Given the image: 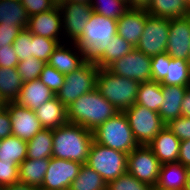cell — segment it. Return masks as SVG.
Wrapping results in <instances>:
<instances>
[{
  "mask_svg": "<svg viewBox=\"0 0 190 190\" xmlns=\"http://www.w3.org/2000/svg\"><path fill=\"white\" fill-rule=\"evenodd\" d=\"M4 190H40V189L18 182L16 184L5 186Z\"/></svg>",
  "mask_w": 190,
  "mask_h": 190,
  "instance_id": "obj_50",
  "label": "cell"
},
{
  "mask_svg": "<svg viewBox=\"0 0 190 190\" xmlns=\"http://www.w3.org/2000/svg\"><path fill=\"white\" fill-rule=\"evenodd\" d=\"M53 133L52 129L43 128L27 141V156L29 159H49L52 157Z\"/></svg>",
  "mask_w": 190,
  "mask_h": 190,
  "instance_id": "obj_28",
  "label": "cell"
},
{
  "mask_svg": "<svg viewBox=\"0 0 190 190\" xmlns=\"http://www.w3.org/2000/svg\"><path fill=\"white\" fill-rule=\"evenodd\" d=\"M72 45L74 48H67L66 43L58 44L49 58L48 64L64 75L80 68L86 62L79 47L74 42Z\"/></svg>",
  "mask_w": 190,
  "mask_h": 190,
  "instance_id": "obj_19",
  "label": "cell"
},
{
  "mask_svg": "<svg viewBox=\"0 0 190 190\" xmlns=\"http://www.w3.org/2000/svg\"><path fill=\"white\" fill-rule=\"evenodd\" d=\"M12 123L8 109H0V140L12 135Z\"/></svg>",
  "mask_w": 190,
  "mask_h": 190,
  "instance_id": "obj_46",
  "label": "cell"
},
{
  "mask_svg": "<svg viewBox=\"0 0 190 190\" xmlns=\"http://www.w3.org/2000/svg\"><path fill=\"white\" fill-rule=\"evenodd\" d=\"M184 190H190V167L187 168V178Z\"/></svg>",
  "mask_w": 190,
  "mask_h": 190,
  "instance_id": "obj_52",
  "label": "cell"
},
{
  "mask_svg": "<svg viewBox=\"0 0 190 190\" xmlns=\"http://www.w3.org/2000/svg\"><path fill=\"white\" fill-rule=\"evenodd\" d=\"M62 14L63 34L74 42L85 28L93 13L90 3H58Z\"/></svg>",
  "mask_w": 190,
  "mask_h": 190,
  "instance_id": "obj_13",
  "label": "cell"
},
{
  "mask_svg": "<svg viewBox=\"0 0 190 190\" xmlns=\"http://www.w3.org/2000/svg\"><path fill=\"white\" fill-rule=\"evenodd\" d=\"M151 188L152 186L139 181L128 172L107 183V190H151Z\"/></svg>",
  "mask_w": 190,
  "mask_h": 190,
  "instance_id": "obj_37",
  "label": "cell"
},
{
  "mask_svg": "<svg viewBox=\"0 0 190 190\" xmlns=\"http://www.w3.org/2000/svg\"><path fill=\"white\" fill-rule=\"evenodd\" d=\"M26 156L27 141L13 135L0 140V160L14 161L19 166Z\"/></svg>",
  "mask_w": 190,
  "mask_h": 190,
  "instance_id": "obj_32",
  "label": "cell"
},
{
  "mask_svg": "<svg viewBox=\"0 0 190 190\" xmlns=\"http://www.w3.org/2000/svg\"><path fill=\"white\" fill-rule=\"evenodd\" d=\"M161 85L190 87L189 61L171 58L170 63H166L165 79L161 82Z\"/></svg>",
  "mask_w": 190,
  "mask_h": 190,
  "instance_id": "obj_27",
  "label": "cell"
},
{
  "mask_svg": "<svg viewBox=\"0 0 190 190\" xmlns=\"http://www.w3.org/2000/svg\"><path fill=\"white\" fill-rule=\"evenodd\" d=\"M19 59L14 51L13 45L10 48L0 50V67L16 68Z\"/></svg>",
  "mask_w": 190,
  "mask_h": 190,
  "instance_id": "obj_45",
  "label": "cell"
},
{
  "mask_svg": "<svg viewBox=\"0 0 190 190\" xmlns=\"http://www.w3.org/2000/svg\"><path fill=\"white\" fill-rule=\"evenodd\" d=\"M128 154L92 142L86 164L108 183L127 172Z\"/></svg>",
  "mask_w": 190,
  "mask_h": 190,
  "instance_id": "obj_6",
  "label": "cell"
},
{
  "mask_svg": "<svg viewBox=\"0 0 190 190\" xmlns=\"http://www.w3.org/2000/svg\"><path fill=\"white\" fill-rule=\"evenodd\" d=\"M52 157L85 164L88 160L93 132L83 126L67 123L52 129Z\"/></svg>",
  "mask_w": 190,
  "mask_h": 190,
  "instance_id": "obj_2",
  "label": "cell"
},
{
  "mask_svg": "<svg viewBox=\"0 0 190 190\" xmlns=\"http://www.w3.org/2000/svg\"><path fill=\"white\" fill-rule=\"evenodd\" d=\"M23 83L17 68L0 67V98L4 103L15 102Z\"/></svg>",
  "mask_w": 190,
  "mask_h": 190,
  "instance_id": "obj_26",
  "label": "cell"
},
{
  "mask_svg": "<svg viewBox=\"0 0 190 190\" xmlns=\"http://www.w3.org/2000/svg\"><path fill=\"white\" fill-rule=\"evenodd\" d=\"M35 114L45 129H56L68 123L67 108L56 96L36 109Z\"/></svg>",
  "mask_w": 190,
  "mask_h": 190,
  "instance_id": "obj_22",
  "label": "cell"
},
{
  "mask_svg": "<svg viewBox=\"0 0 190 190\" xmlns=\"http://www.w3.org/2000/svg\"><path fill=\"white\" fill-rule=\"evenodd\" d=\"M19 182V166L14 161L0 160V185L8 186Z\"/></svg>",
  "mask_w": 190,
  "mask_h": 190,
  "instance_id": "obj_40",
  "label": "cell"
},
{
  "mask_svg": "<svg viewBox=\"0 0 190 190\" xmlns=\"http://www.w3.org/2000/svg\"><path fill=\"white\" fill-rule=\"evenodd\" d=\"M68 2H74V3H90L91 0H57V3H68Z\"/></svg>",
  "mask_w": 190,
  "mask_h": 190,
  "instance_id": "obj_51",
  "label": "cell"
},
{
  "mask_svg": "<svg viewBox=\"0 0 190 190\" xmlns=\"http://www.w3.org/2000/svg\"><path fill=\"white\" fill-rule=\"evenodd\" d=\"M190 46V15L183 18L170 19L169 38L166 53L171 58L188 59Z\"/></svg>",
  "mask_w": 190,
  "mask_h": 190,
  "instance_id": "obj_16",
  "label": "cell"
},
{
  "mask_svg": "<svg viewBox=\"0 0 190 190\" xmlns=\"http://www.w3.org/2000/svg\"><path fill=\"white\" fill-rule=\"evenodd\" d=\"M62 14L59 5L54 9L29 17L27 30L37 36L56 40L59 44L63 32Z\"/></svg>",
  "mask_w": 190,
  "mask_h": 190,
  "instance_id": "obj_15",
  "label": "cell"
},
{
  "mask_svg": "<svg viewBox=\"0 0 190 190\" xmlns=\"http://www.w3.org/2000/svg\"><path fill=\"white\" fill-rule=\"evenodd\" d=\"M90 5L93 12L115 20L129 9L124 0H91Z\"/></svg>",
  "mask_w": 190,
  "mask_h": 190,
  "instance_id": "obj_34",
  "label": "cell"
},
{
  "mask_svg": "<svg viewBox=\"0 0 190 190\" xmlns=\"http://www.w3.org/2000/svg\"><path fill=\"white\" fill-rule=\"evenodd\" d=\"M145 11L151 16L166 19L190 15V7L183 0H151V4Z\"/></svg>",
  "mask_w": 190,
  "mask_h": 190,
  "instance_id": "obj_25",
  "label": "cell"
},
{
  "mask_svg": "<svg viewBox=\"0 0 190 190\" xmlns=\"http://www.w3.org/2000/svg\"><path fill=\"white\" fill-rule=\"evenodd\" d=\"M21 4L29 17L50 11L58 5L57 0H21Z\"/></svg>",
  "mask_w": 190,
  "mask_h": 190,
  "instance_id": "obj_42",
  "label": "cell"
},
{
  "mask_svg": "<svg viewBox=\"0 0 190 190\" xmlns=\"http://www.w3.org/2000/svg\"><path fill=\"white\" fill-rule=\"evenodd\" d=\"M188 88L187 86L161 85L164 100L159 109V115L165 124L182 116L181 103Z\"/></svg>",
  "mask_w": 190,
  "mask_h": 190,
  "instance_id": "obj_21",
  "label": "cell"
},
{
  "mask_svg": "<svg viewBox=\"0 0 190 190\" xmlns=\"http://www.w3.org/2000/svg\"><path fill=\"white\" fill-rule=\"evenodd\" d=\"M46 63L35 57H29L19 61L17 65L18 74L21 76L24 83L39 79V75Z\"/></svg>",
  "mask_w": 190,
  "mask_h": 190,
  "instance_id": "obj_35",
  "label": "cell"
},
{
  "mask_svg": "<svg viewBox=\"0 0 190 190\" xmlns=\"http://www.w3.org/2000/svg\"><path fill=\"white\" fill-rule=\"evenodd\" d=\"M151 190H166V189H162L158 186H152Z\"/></svg>",
  "mask_w": 190,
  "mask_h": 190,
  "instance_id": "obj_53",
  "label": "cell"
},
{
  "mask_svg": "<svg viewBox=\"0 0 190 190\" xmlns=\"http://www.w3.org/2000/svg\"><path fill=\"white\" fill-rule=\"evenodd\" d=\"M163 100L164 98L161 91V82L151 80L148 82H141L139 84L136 104L159 113Z\"/></svg>",
  "mask_w": 190,
  "mask_h": 190,
  "instance_id": "obj_29",
  "label": "cell"
},
{
  "mask_svg": "<svg viewBox=\"0 0 190 190\" xmlns=\"http://www.w3.org/2000/svg\"><path fill=\"white\" fill-rule=\"evenodd\" d=\"M22 30L19 25L0 24V50L10 48Z\"/></svg>",
  "mask_w": 190,
  "mask_h": 190,
  "instance_id": "obj_44",
  "label": "cell"
},
{
  "mask_svg": "<svg viewBox=\"0 0 190 190\" xmlns=\"http://www.w3.org/2000/svg\"><path fill=\"white\" fill-rule=\"evenodd\" d=\"M19 61L32 57V33L23 29L12 44Z\"/></svg>",
  "mask_w": 190,
  "mask_h": 190,
  "instance_id": "obj_39",
  "label": "cell"
},
{
  "mask_svg": "<svg viewBox=\"0 0 190 190\" xmlns=\"http://www.w3.org/2000/svg\"><path fill=\"white\" fill-rule=\"evenodd\" d=\"M5 106V103L2 101V99L0 98V109H2Z\"/></svg>",
  "mask_w": 190,
  "mask_h": 190,
  "instance_id": "obj_54",
  "label": "cell"
},
{
  "mask_svg": "<svg viewBox=\"0 0 190 190\" xmlns=\"http://www.w3.org/2000/svg\"><path fill=\"white\" fill-rule=\"evenodd\" d=\"M58 44L56 40L32 34V56L48 63L50 55Z\"/></svg>",
  "mask_w": 190,
  "mask_h": 190,
  "instance_id": "obj_36",
  "label": "cell"
},
{
  "mask_svg": "<svg viewBox=\"0 0 190 190\" xmlns=\"http://www.w3.org/2000/svg\"><path fill=\"white\" fill-rule=\"evenodd\" d=\"M135 47L124 38L115 35L105 48L104 54L95 62L99 68H108L113 62L131 52Z\"/></svg>",
  "mask_w": 190,
  "mask_h": 190,
  "instance_id": "obj_33",
  "label": "cell"
},
{
  "mask_svg": "<svg viewBox=\"0 0 190 190\" xmlns=\"http://www.w3.org/2000/svg\"><path fill=\"white\" fill-rule=\"evenodd\" d=\"M139 82L113 74L107 68H99L96 89L113 104L119 112L136 103Z\"/></svg>",
  "mask_w": 190,
  "mask_h": 190,
  "instance_id": "obj_4",
  "label": "cell"
},
{
  "mask_svg": "<svg viewBox=\"0 0 190 190\" xmlns=\"http://www.w3.org/2000/svg\"><path fill=\"white\" fill-rule=\"evenodd\" d=\"M148 13L143 9H128L117 20V35L136 47L146 24Z\"/></svg>",
  "mask_w": 190,
  "mask_h": 190,
  "instance_id": "obj_17",
  "label": "cell"
},
{
  "mask_svg": "<svg viewBox=\"0 0 190 190\" xmlns=\"http://www.w3.org/2000/svg\"><path fill=\"white\" fill-rule=\"evenodd\" d=\"M178 163L184 167H190V139L180 142Z\"/></svg>",
  "mask_w": 190,
  "mask_h": 190,
  "instance_id": "obj_47",
  "label": "cell"
},
{
  "mask_svg": "<svg viewBox=\"0 0 190 190\" xmlns=\"http://www.w3.org/2000/svg\"><path fill=\"white\" fill-rule=\"evenodd\" d=\"M49 159H29L26 158L19 165V182L41 188L44 176L48 169Z\"/></svg>",
  "mask_w": 190,
  "mask_h": 190,
  "instance_id": "obj_23",
  "label": "cell"
},
{
  "mask_svg": "<svg viewBox=\"0 0 190 190\" xmlns=\"http://www.w3.org/2000/svg\"><path fill=\"white\" fill-rule=\"evenodd\" d=\"M99 67L86 61L80 68L65 75L64 85L55 94L60 102L67 108L83 94L96 88V79Z\"/></svg>",
  "mask_w": 190,
  "mask_h": 190,
  "instance_id": "obj_7",
  "label": "cell"
},
{
  "mask_svg": "<svg viewBox=\"0 0 190 190\" xmlns=\"http://www.w3.org/2000/svg\"><path fill=\"white\" fill-rule=\"evenodd\" d=\"M69 190H107V183L93 168L82 164Z\"/></svg>",
  "mask_w": 190,
  "mask_h": 190,
  "instance_id": "obj_31",
  "label": "cell"
},
{
  "mask_svg": "<svg viewBox=\"0 0 190 190\" xmlns=\"http://www.w3.org/2000/svg\"><path fill=\"white\" fill-rule=\"evenodd\" d=\"M186 178L187 167L181 163L162 164L156 186L166 190H184Z\"/></svg>",
  "mask_w": 190,
  "mask_h": 190,
  "instance_id": "obj_24",
  "label": "cell"
},
{
  "mask_svg": "<svg viewBox=\"0 0 190 190\" xmlns=\"http://www.w3.org/2000/svg\"><path fill=\"white\" fill-rule=\"evenodd\" d=\"M119 111L95 88L80 96L67 107L68 122L94 131Z\"/></svg>",
  "mask_w": 190,
  "mask_h": 190,
  "instance_id": "obj_1",
  "label": "cell"
},
{
  "mask_svg": "<svg viewBox=\"0 0 190 190\" xmlns=\"http://www.w3.org/2000/svg\"><path fill=\"white\" fill-rule=\"evenodd\" d=\"M123 112L138 145L148 146L166 126L159 113L136 103Z\"/></svg>",
  "mask_w": 190,
  "mask_h": 190,
  "instance_id": "obj_8",
  "label": "cell"
},
{
  "mask_svg": "<svg viewBox=\"0 0 190 190\" xmlns=\"http://www.w3.org/2000/svg\"><path fill=\"white\" fill-rule=\"evenodd\" d=\"M5 186L0 185V190H4Z\"/></svg>",
  "mask_w": 190,
  "mask_h": 190,
  "instance_id": "obj_57",
  "label": "cell"
},
{
  "mask_svg": "<svg viewBox=\"0 0 190 190\" xmlns=\"http://www.w3.org/2000/svg\"><path fill=\"white\" fill-rule=\"evenodd\" d=\"M166 127L171 130L174 135L180 140L185 141L190 139V118L181 116L170 120Z\"/></svg>",
  "mask_w": 190,
  "mask_h": 190,
  "instance_id": "obj_41",
  "label": "cell"
},
{
  "mask_svg": "<svg viewBox=\"0 0 190 190\" xmlns=\"http://www.w3.org/2000/svg\"><path fill=\"white\" fill-rule=\"evenodd\" d=\"M170 59L171 57L166 52L152 56V81L162 82L165 79L166 63H170Z\"/></svg>",
  "mask_w": 190,
  "mask_h": 190,
  "instance_id": "obj_43",
  "label": "cell"
},
{
  "mask_svg": "<svg viewBox=\"0 0 190 190\" xmlns=\"http://www.w3.org/2000/svg\"><path fill=\"white\" fill-rule=\"evenodd\" d=\"M190 7V0H183Z\"/></svg>",
  "mask_w": 190,
  "mask_h": 190,
  "instance_id": "obj_55",
  "label": "cell"
},
{
  "mask_svg": "<svg viewBox=\"0 0 190 190\" xmlns=\"http://www.w3.org/2000/svg\"><path fill=\"white\" fill-rule=\"evenodd\" d=\"M39 79L46 87L56 94L64 85L65 75L46 63L39 75Z\"/></svg>",
  "mask_w": 190,
  "mask_h": 190,
  "instance_id": "obj_38",
  "label": "cell"
},
{
  "mask_svg": "<svg viewBox=\"0 0 190 190\" xmlns=\"http://www.w3.org/2000/svg\"><path fill=\"white\" fill-rule=\"evenodd\" d=\"M117 34V20L95 12L90 16L82 34L74 41L86 61L96 62Z\"/></svg>",
  "mask_w": 190,
  "mask_h": 190,
  "instance_id": "obj_3",
  "label": "cell"
},
{
  "mask_svg": "<svg viewBox=\"0 0 190 190\" xmlns=\"http://www.w3.org/2000/svg\"><path fill=\"white\" fill-rule=\"evenodd\" d=\"M190 63V46H189V53H188V59H187Z\"/></svg>",
  "mask_w": 190,
  "mask_h": 190,
  "instance_id": "obj_56",
  "label": "cell"
},
{
  "mask_svg": "<svg viewBox=\"0 0 190 190\" xmlns=\"http://www.w3.org/2000/svg\"><path fill=\"white\" fill-rule=\"evenodd\" d=\"M53 97H55V94L46 87L40 79H35L33 81L23 83L20 94L15 102L18 105L35 111Z\"/></svg>",
  "mask_w": 190,
  "mask_h": 190,
  "instance_id": "obj_20",
  "label": "cell"
},
{
  "mask_svg": "<svg viewBox=\"0 0 190 190\" xmlns=\"http://www.w3.org/2000/svg\"><path fill=\"white\" fill-rule=\"evenodd\" d=\"M29 16L21 2L15 0H0V24L19 25L27 28Z\"/></svg>",
  "mask_w": 190,
  "mask_h": 190,
  "instance_id": "obj_30",
  "label": "cell"
},
{
  "mask_svg": "<svg viewBox=\"0 0 190 190\" xmlns=\"http://www.w3.org/2000/svg\"><path fill=\"white\" fill-rule=\"evenodd\" d=\"M82 164L76 161L49 158L48 169L40 190H69Z\"/></svg>",
  "mask_w": 190,
  "mask_h": 190,
  "instance_id": "obj_12",
  "label": "cell"
},
{
  "mask_svg": "<svg viewBox=\"0 0 190 190\" xmlns=\"http://www.w3.org/2000/svg\"><path fill=\"white\" fill-rule=\"evenodd\" d=\"M152 57L134 48L125 56L113 62L107 69L113 74L136 80L139 83L152 80Z\"/></svg>",
  "mask_w": 190,
  "mask_h": 190,
  "instance_id": "obj_11",
  "label": "cell"
},
{
  "mask_svg": "<svg viewBox=\"0 0 190 190\" xmlns=\"http://www.w3.org/2000/svg\"><path fill=\"white\" fill-rule=\"evenodd\" d=\"M5 107L8 109L11 117L13 136L29 141L43 129L35 111L18 105L16 102H6Z\"/></svg>",
  "mask_w": 190,
  "mask_h": 190,
  "instance_id": "obj_14",
  "label": "cell"
},
{
  "mask_svg": "<svg viewBox=\"0 0 190 190\" xmlns=\"http://www.w3.org/2000/svg\"><path fill=\"white\" fill-rule=\"evenodd\" d=\"M169 21L148 14L143 34L135 48L151 57L164 53L169 38Z\"/></svg>",
  "mask_w": 190,
  "mask_h": 190,
  "instance_id": "obj_10",
  "label": "cell"
},
{
  "mask_svg": "<svg viewBox=\"0 0 190 190\" xmlns=\"http://www.w3.org/2000/svg\"><path fill=\"white\" fill-rule=\"evenodd\" d=\"M92 132L94 142L126 154L138 146L124 112L117 113Z\"/></svg>",
  "mask_w": 190,
  "mask_h": 190,
  "instance_id": "obj_5",
  "label": "cell"
},
{
  "mask_svg": "<svg viewBox=\"0 0 190 190\" xmlns=\"http://www.w3.org/2000/svg\"><path fill=\"white\" fill-rule=\"evenodd\" d=\"M180 142L174 133L165 126L148 146L161 164L177 163Z\"/></svg>",
  "mask_w": 190,
  "mask_h": 190,
  "instance_id": "obj_18",
  "label": "cell"
},
{
  "mask_svg": "<svg viewBox=\"0 0 190 190\" xmlns=\"http://www.w3.org/2000/svg\"><path fill=\"white\" fill-rule=\"evenodd\" d=\"M182 116L190 118V87L187 89L181 103Z\"/></svg>",
  "mask_w": 190,
  "mask_h": 190,
  "instance_id": "obj_48",
  "label": "cell"
},
{
  "mask_svg": "<svg viewBox=\"0 0 190 190\" xmlns=\"http://www.w3.org/2000/svg\"><path fill=\"white\" fill-rule=\"evenodd\" d=\"M151 4V0H128L129 9H143L146 10Z\"/></svg>",
  "mask_w": 190,
  "mask_h": 190,
  "instance_id": "obj_49",
  "label": "cell"
},
{
  "mask_svg": "<svg viewBox=\"0 0 190 190\" xmlns=\"http://www.w3.org/2000/svg\"><path fill=\"white\" fill-rule=\"evenodd\" d=\"M161 165L152 149L146 145H138L127 157V172L150 186L157 185Z\"/></svg>",
  "mask_w": 190,
  "mask_h": 190,
  "instance_id": "obj_9",
  "label": "cell"
}]
</instances>
